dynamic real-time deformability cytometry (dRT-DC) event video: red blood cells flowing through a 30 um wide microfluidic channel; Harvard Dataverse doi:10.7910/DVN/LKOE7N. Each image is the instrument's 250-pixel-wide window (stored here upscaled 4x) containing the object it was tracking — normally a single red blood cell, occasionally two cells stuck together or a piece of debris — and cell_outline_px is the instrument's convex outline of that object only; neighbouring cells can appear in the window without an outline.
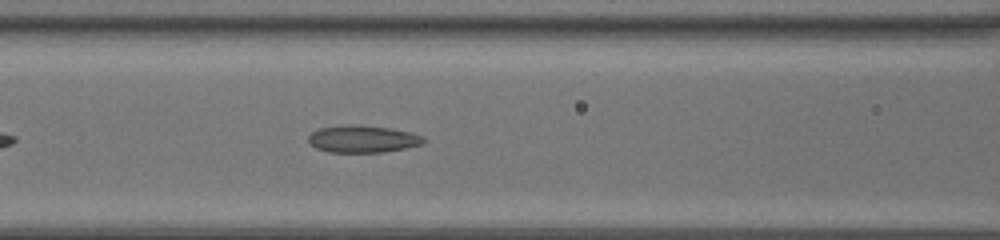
{"species": "common noctule bat (a hibernating species)", "species_latin": "Nyctalus noctula", "temperature_condition": "room temperature", "stored_images_in_passage": 34, "camera_frame_rate_fps": 3000, "um_per_image_px": 0.085, "animal": {"sex": "female", "body_mass_g": 20.0, "forearm_length_mm": 54.0}, "frame": {"image": 1, "passage_image": 8, "time_ms": 2.333, "image_size_px": [1000, 240], "cell_outline_px": [[424, 140], [420, 144], [404, 148], [384, 152], [332, 152], [316, 148], [308, 140], [308, 136], [312, 132], [320, 128], [348, 124], [356, 124], [388, 128], [408, 132], [424, 136]], "centroid_in_image_um": [30.8, 11.81], "position_along_channel_um": 135.8, "area_um2": 17.98}}
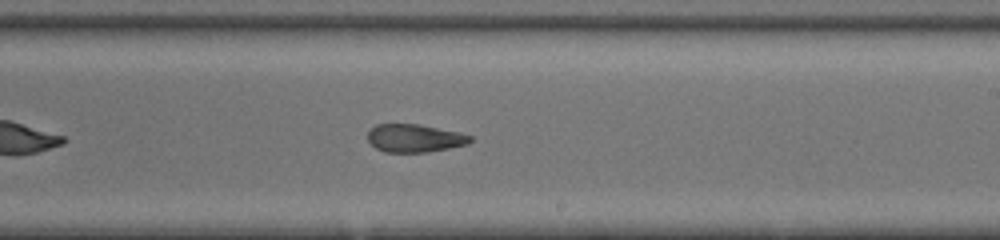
{"frame": {"image": 2, "passage_image": 16, "time_ms": 5.0, "image_size_px": [1000, 240], "cell_outline_px": [[472, 140], [468, 144], [448, 148], [424, 152], [384, 152], [376, 148], [368, 140], [368, 132], [376, 124], [416, 124], [460, 132], [472, 136]], "centroid_in_image_um": [35.24, 11.74], "position_along_channel_um": 253.8, "area_um2": 16.59}}
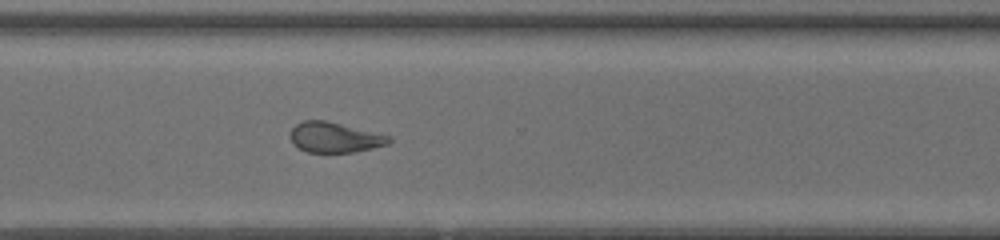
{"frame": {"image": 3, "passage_image": 22, "time_ms": 7.0, "image_size_px": [1000, 240], "cell_outline_px": [[392, 140], [388, 144], [372, 148], [352, 152], [308, 152], [292, 144], [288, 136], [292, 128], [296, 124], [304, 120], [324, 120], [392, 136]], "centroid_in_image_um": [28.42, 11.67], "position_along_channel_um": 342.2, "area_um2": 17.4}, "authors_computed_cell_mechanics": {"area_um2": 18.0336, "velocity_mm_per_s": 4.4377, "shape_relaxation_time_tau1_ms": 7.06, "shape_relaxation_time_tau2_ms": 2.0489, "deformation_change_tau1": 0.1849, "deformation_change_tau2": 0.1005}}